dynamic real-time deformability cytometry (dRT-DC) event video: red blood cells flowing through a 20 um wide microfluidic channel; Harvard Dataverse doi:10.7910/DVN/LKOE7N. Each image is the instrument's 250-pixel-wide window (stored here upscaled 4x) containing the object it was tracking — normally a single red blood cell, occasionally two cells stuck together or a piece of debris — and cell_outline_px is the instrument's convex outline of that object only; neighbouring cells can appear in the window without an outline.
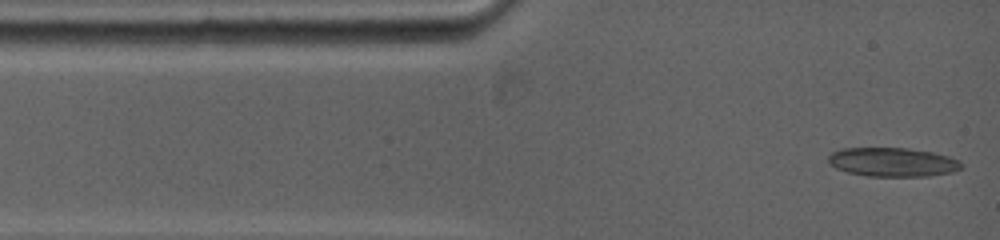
{"species": "common noctule bat (a hibernating species)", "species_latin": "Nyctalus noctula", "temperature_condition": "warm", "stored_images_in_passage": 59, "camera_frame_rate_fps": 5000, "um_per_image_px": 0.085, "animal": {"sex": "female", "body_mass_g": 19.0, "forearm_length_mm": 53.3}, "frame": {"image": 1, "passage_image": 1, "time_ms": 0.0, "image_size_px": [1000, 240], "cell_outline_px": [[964, 168], [952, 172], [928, 176], [868, 176], [848, 172], [836, 168], [828, 164], [828, 156], [832, 152], [844, 148], [908, 148], [932, 152], [948, 156], [960, 160]], "centroid_in_image_um": [75.89, 13.78], "position_along_channel_um": 9.1, "area_um2": 22.54}}
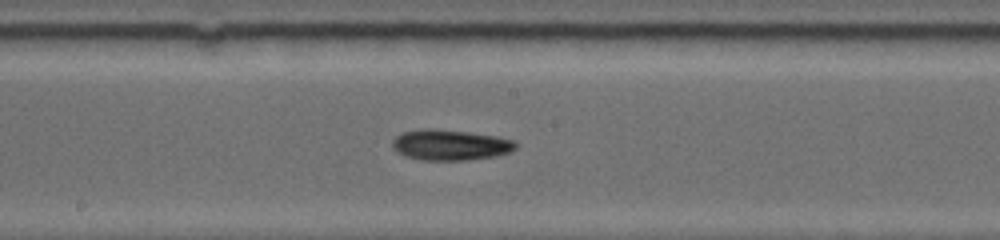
{"frame": {"image": 2, "passage_image": 23, "time_ms": 6.2, "image_size_px": [1000, 240], "cell_outline_px": [[516, 148], [508, 152], [496, 156], [468, 160], [420, 160], [404, 156], [396, 152], [392, 148], [392, 140], [396, 136], [404, 132], [424, 128], [432, 128], [468, 132], [496, 136], [516, 140]], "centroid_in_image_um": [38.25, 12.32], "position_along_channel_um": 210.0, "area_um2": 22.2}}
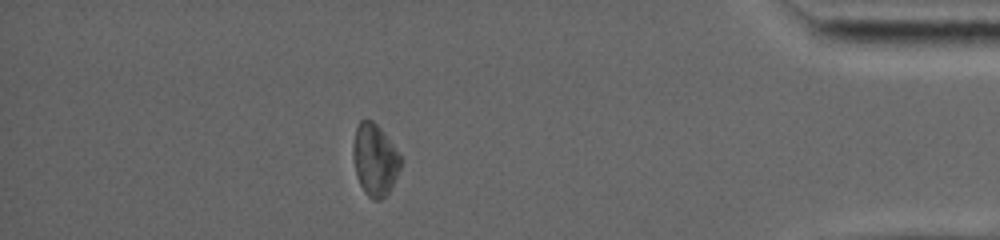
{"frame": {"image": 3, "passage_image": 45, "time_ms": 12.4, "image_size_px": [1000, 240], "cell_outline_px": [[404, 160], [388, 192], [380, 200], [372, 200], [364, 192], [360, 184], [356, 172], [352, 156], [352, 144], [356, 128], [360, 120], [372, 120], [380, 128]], "centroid_in_image_um": [31.85, 13.57], "position_along_channel_um": 403.4, "area_um2": 19.83}}